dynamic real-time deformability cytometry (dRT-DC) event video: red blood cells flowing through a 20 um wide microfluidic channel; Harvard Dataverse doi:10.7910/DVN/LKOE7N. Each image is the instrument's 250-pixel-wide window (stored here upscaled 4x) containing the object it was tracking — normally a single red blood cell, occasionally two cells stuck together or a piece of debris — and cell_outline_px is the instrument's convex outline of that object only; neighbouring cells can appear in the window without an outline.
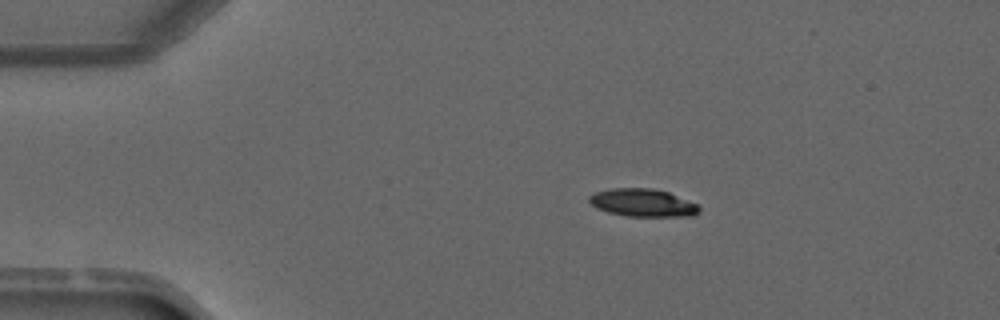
{"species": "common noctule bat (a hibernating species)", "species_latin": "Nyctalus noctula", "temperature_condition": "warm", "stored_images_in_passage": 2, "camera_frame_rate_fps": 3000, "um_per_image_px": 0.085, "animal": {"sex": "male", "forearm_length_mm": 52.5}, "frame": {"image": 1, "passage_image": 1, "time_ms": 0.0, "image_size_px": [1000, 320], "cell_outline_px": [[700, 208], [692, 216], [624, 216], [608, 212], [596, 208], [588, 200], [588, 196], [596, 192], [608, 188], [652, 188], [668, 192], [696, 204]], "centroid_in_image_um": [54.57, 17.23], "position_along_channel_um": 30.4, "area_um2": 17.69}}